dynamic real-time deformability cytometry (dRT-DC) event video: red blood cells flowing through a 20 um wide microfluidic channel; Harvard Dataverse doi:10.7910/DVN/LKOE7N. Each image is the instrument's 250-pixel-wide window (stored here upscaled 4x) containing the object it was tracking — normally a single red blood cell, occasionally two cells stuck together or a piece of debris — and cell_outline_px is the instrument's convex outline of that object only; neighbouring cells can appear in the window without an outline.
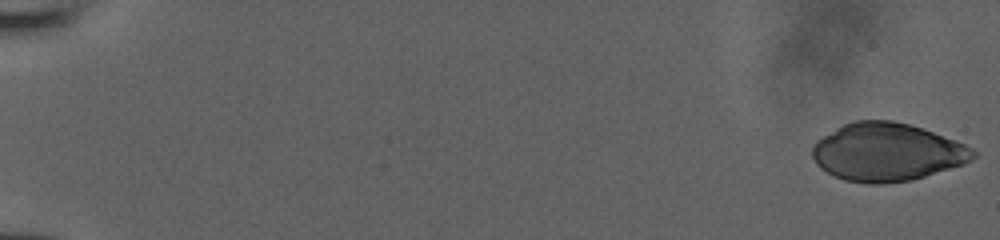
{"species": "human", "species_latin": "Homo sapiens", "temperature_condition": "room temperature", "stored_images_in_passage": 52, "camera_frame_rate_fps": 3000, "um_per_image_px": 0.085, "donor": {"sex": "male"}, "frame": {"image": 1, "passage_image": 1, "time_ms": 0.0, "image_size_px": [1000, 240], "cell_outline_px": [[976, 156], [972, 160], [964, 164], [912, 180], [884, 184], [868, 184], [844, 180], [820, 168], [816, 164], [812, 156], [812, 148], [816, 140], [836, 128], [844, 124], [856, 120], [892, 120], [908, 124], [956, 140], [972, 148], [976, 152]], "centroid_in_image_um": [75.39, 12.94], "position_along_channel_um": 9.6, "area_um2": 54.33}}
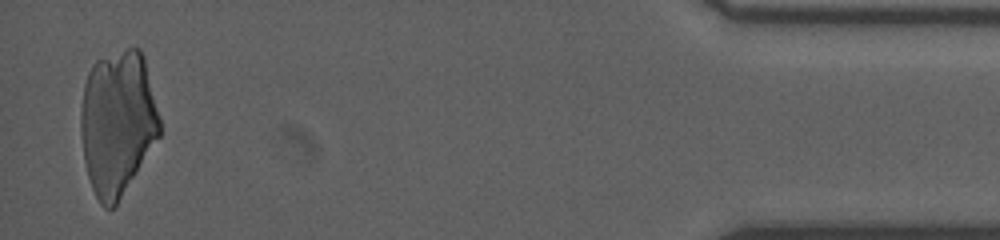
{"frame": {"image": 2, "passage_image": 51, "time_ms": 16.667, "image_size_px": [1000, 240], "cell_outline_px": [[160, 136], [116, 204], [112, 208], [104, 208], [100, 204], [92, 188], [88, 176], [84, 160], [80, 132], [80, 112], [84, 84], [88, 72], [92, 64], [96, 60], [128, 48], [140, 48], [144, 56], [160, 120]], "centroid_in_image_um": [9.97, 10.41], "position_along_channel_um": 425.2, "area_um2": 66.47}}